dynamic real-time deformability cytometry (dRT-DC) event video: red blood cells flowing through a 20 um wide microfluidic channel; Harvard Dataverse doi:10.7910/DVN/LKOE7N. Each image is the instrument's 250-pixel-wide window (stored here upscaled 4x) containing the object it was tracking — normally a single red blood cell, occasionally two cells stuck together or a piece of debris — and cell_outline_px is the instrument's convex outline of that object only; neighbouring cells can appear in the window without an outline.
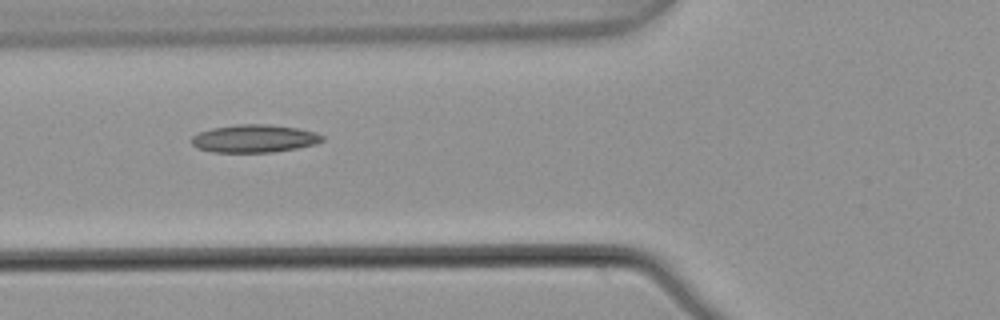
{"species": "common noctule bat (a hibernating species)", "species_latin": "Nyctalus noctula", "temperature_condition": "warm", "stored_images_in_passage": 6, "camera_frame_rate_fps": 3000, "um_per_image_px": 0.085, "animal": {"sex": "male", "body_mass_g": 21.5, "forearm_length_mm": 52.0}, "frame": {"image": 1, "passage_image": 5, "time_ms": 1.333, "image_size_px": [1000, 320], "cell_outline_px": [[324, 140], [316, 144], [296, 148], [272, 152], [212, 152], [196, 148], [188, 140], [196, 132], [212, 128], [236, 124], [268, 124], [296, 128], [316, 132], [324, 136]], "centroid_in_image_um": [21.56, 11.77], "position_along_channel_um": 104.2, "area_um2": 21.44}}
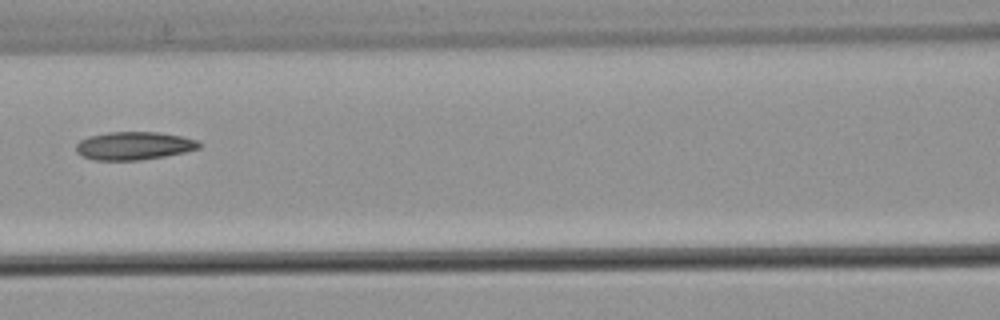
{"frame": {"image": 2, "passage_image": 6, "time_ms": 1.667, "image_size_px": [1000, 320], "cell_outline_px": [[200, 148], [184, 152], [164, 156], [140, 160], [96, 160], [80, 156], [76, 152], [76, 144], [80, 140], [88, 136], [108, 132], [160, 132], [180, 136], [196, 140], [200, 144]], "centroid_in_image_um": [11.34, 12.39], "position_along_channel_um": 155.3, "area_um2": 20.11}}